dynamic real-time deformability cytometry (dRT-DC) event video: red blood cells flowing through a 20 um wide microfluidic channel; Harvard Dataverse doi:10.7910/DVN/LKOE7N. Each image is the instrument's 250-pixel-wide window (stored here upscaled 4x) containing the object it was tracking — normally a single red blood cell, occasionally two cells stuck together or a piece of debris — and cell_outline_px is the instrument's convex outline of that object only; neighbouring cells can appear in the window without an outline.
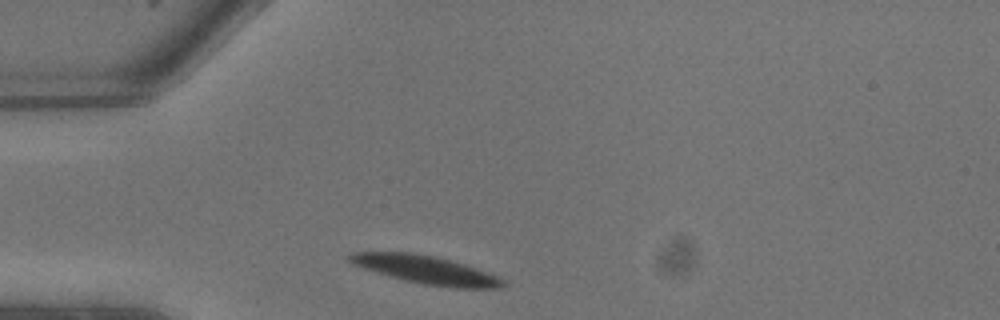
{"species": "common noctule bat (a hibernating species)", "species_latin": "Nyctalus noctula", "temperature_condition": "warm", "stored_images_in_passage": 3, "camera_frame_rate_fps": 3000, "um_per_image_px": 0.085, "animal": {"sex": "male", "body_mass_g": 13.3}, "frame": {"image": 1, "passage_image": 1, "time_ms": 0.0, "image_size_px": [1000, 320], "cell_outline_px": [[504, 284], [496, 288], [456, 288], [424, 284], [392, 276], [352, 264], [348, 260], [348, 256], [352, 252], [412, 252], [432, 256], [464, 264], [488, 272], [504, 280]], "centroid_in_image_um": [36.2, 22.92], "position_along_channel_um": 48.8, "area_um2": 24.45}}
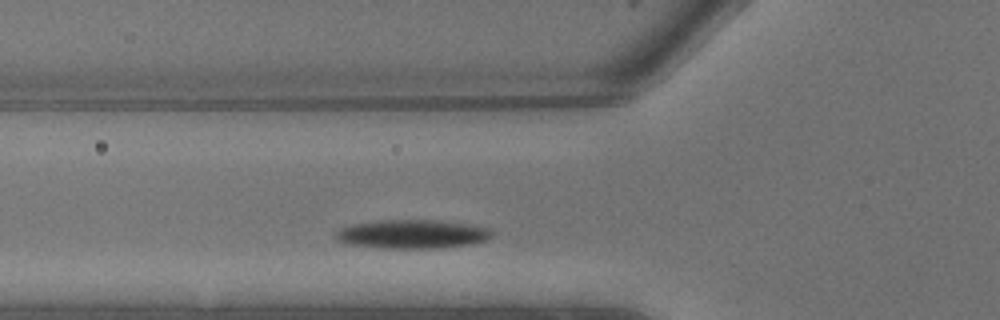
{"frame": {"image": 2, "passage_image": 3, "time_ms": 0.667, "image_size_px": [1000, 320], "cell_outline_px": [[492, 236], [484, 240], [468, 244], [440, 248], [384, 248], [352, 244], [336, 240], [336, 232], [340, 228], [352, 224], [380, 220], [432, 220], [468, 224], [488, 228], [492, 232]], "centroid_in_image_um": [35.02, 19.89], "position_along_channel_um": 90.8, "area_um2": 25.84}}